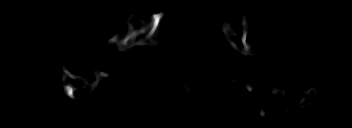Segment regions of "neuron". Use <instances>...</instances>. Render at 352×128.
Instances as JSON below:
<instances>
[{"label": "neuron", "mask_w": 352, "mask_h": 128, "mask_svg": "<svg viewBox=\"0 0 352 128\" xmlns=\"http://www.w3.org/2000/svg\"><path fill=\"white\" fill-rule=\"evenodd\" d=\"M165 17L164 12L160 13H155L153 12L152 14L148 15L146 14H134L130 13L128 19L126 22H124V19L120 18V24L122 25L123 28H128V31L123 37L118 36V30L116 27L109 22L110 27L112 28V31L114 32V37L109 36L108 34L104 33L103 34L108 38V44L113 43L115 44L116 50L119 54L128 52L130 50V47H135L139 45H145V46H152L156 47L157 44L159 43V38L157 37V34L159 33L160 30V24L163 21ZM142 18L146 23L142 24L141 22L138 24L137 19ZM248 22L246 15L241 16V29L238 30L239 35L236 34V30L229 29L227 28V23L222 22V25L219 26L220 29V36L224 40L225 46L227 45L230 47L233 51L236 53H240L242 55H255V54H260L259 51L260 49H255L251 44H248L247 42V34H248ZM161 63L163 64L164 68L168 72V74L173 78L175 86H181L187 93H197L195 89L188 88L186 83L179 82V80L176 79V77L173 75V73L170 71L168 68L167 64L163 61L160 60ZM60 63L62 65V73H61V82L63 85L64 93L71 98V100H75V92L79 87H76L73 85L74 81H79L81 80L84 85H89L90 90L87 92V96L92 95L95 89V85L97 83H87L86 78H82L79 75H76L75 73H70L68 70V67L64 63L63 59H60ZM99 74H102L104 76H109L108 73L102 72L99 73V71H96L94 76L96 78V81H101L99 79ZM70 78L71 81H67L66 79ZM240 81L242 85H244L247 88V91L251 93L252 95V86L254 85L253 82H250L249 80L244 79L243 77H236L235 79H232L228 83L225 84V86H228L236 81ZM255 89H259L262 91H268L269 95H275L281 90L279 89H274L272 86H261V85H256ZM317 94V90L312 87L309 88L306 91V97H302L299 99L298 104L292 105V108H288V110H294L297 108H303L306 109L308 108L312 102L314 97ZM265 115L264 109L260 108V116L263 117Z\"/></svg>", "instance_id": "neuron-1"}]
</instances>
